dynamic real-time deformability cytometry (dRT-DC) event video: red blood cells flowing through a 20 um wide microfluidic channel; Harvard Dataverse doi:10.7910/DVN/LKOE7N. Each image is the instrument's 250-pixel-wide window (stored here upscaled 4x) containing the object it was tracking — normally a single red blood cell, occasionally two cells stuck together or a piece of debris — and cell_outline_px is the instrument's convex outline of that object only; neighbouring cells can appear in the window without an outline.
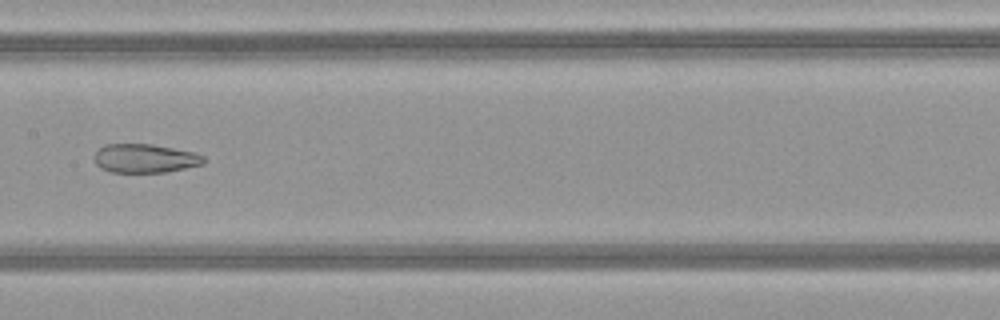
{"species": "common noctule bat (a hibernating species)", "species_latin": "Nyctalus noctula", "temperature_condition": "warm", "stored_images_in_passage": 45, "camera_frame_rate_fps": 3000, "um_per_image_px": 0.085, "animal": {"sex": "female", "body_mass_g": 21.9}, "frame": {"image": 1, "passage_image": 21, "time_ms": 6.667, "image_size_px": [1000, 320], "cell_outline_px": [[204, 164], [168, 172], [112, 172], [100, 168], [92, 160], [92, 156], [104, 144], [152, 144], [192, 152], [204, 156]], "centroid_in_image_um": [12.28, 13.46], "position_along_channel_um": 195.1, "area_um2": 18.44}}
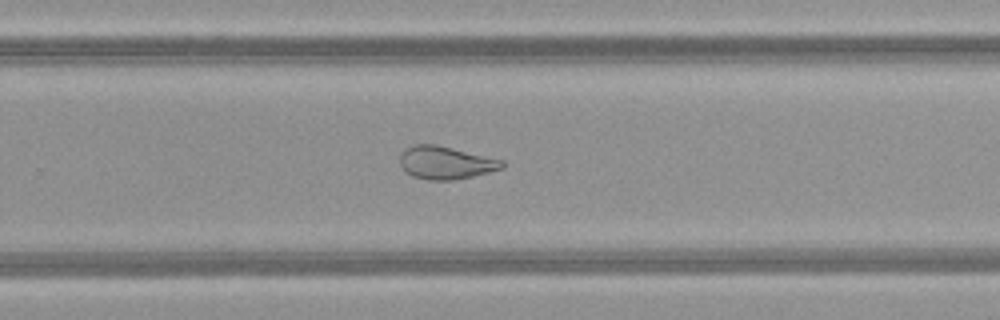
{"frame": {"image": 2, "passage_image": 28, "time_ms": 9.0, "image_size_px": [1000, 320], "cell_outline_px": [[504, 168], [472, 176], [452, 180], [428, 180], [412, 176], [404, 172], [400, 164], [400, 152], [404, 148], [412, 144], [436, 144], [504, 160]], "centroid_in_image_um": [37.84, 13.82], "position_along_channel_um": 292.0, "area_um2": 19.77}}
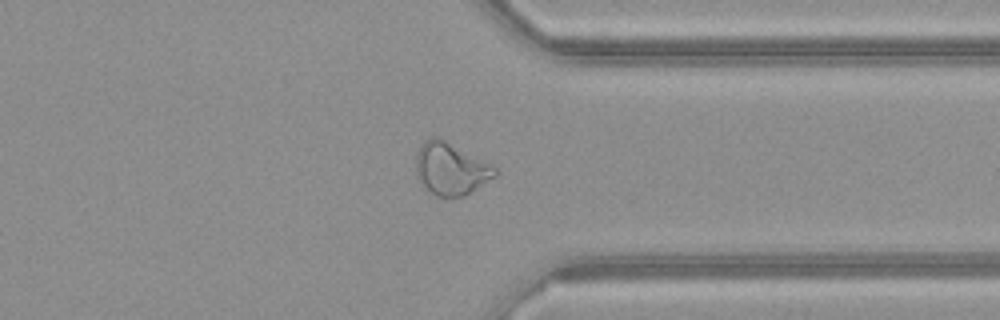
{"frame": {"image": 3, "passage_image": 34, "time_ms": 11.0, "image_size_px": [1000, 320], "cell_outline_px": [[500, 172], [496, 176], [464, 196], [436, 196], [420, 180], [416, 172], [416, 152], [424, 140], [428, 136], [436, 136], [444, 140], [496, 168]], "centroid_in_image_um": [38.3, 14.33], "position_along_channel_um": 373.1, "area_um2": 23.47}, "authors_computed_cell_mechanics": {"area_um2": 25.3164, "velocity_mm_per_s": 4.1639, "shape_relaxation_time_tau1_ms": null, "shape_relaxation_time_tau2_ms": 2.1713, "deformation_change_tau1": null, "deformation_change_tau2": 0.1001}}